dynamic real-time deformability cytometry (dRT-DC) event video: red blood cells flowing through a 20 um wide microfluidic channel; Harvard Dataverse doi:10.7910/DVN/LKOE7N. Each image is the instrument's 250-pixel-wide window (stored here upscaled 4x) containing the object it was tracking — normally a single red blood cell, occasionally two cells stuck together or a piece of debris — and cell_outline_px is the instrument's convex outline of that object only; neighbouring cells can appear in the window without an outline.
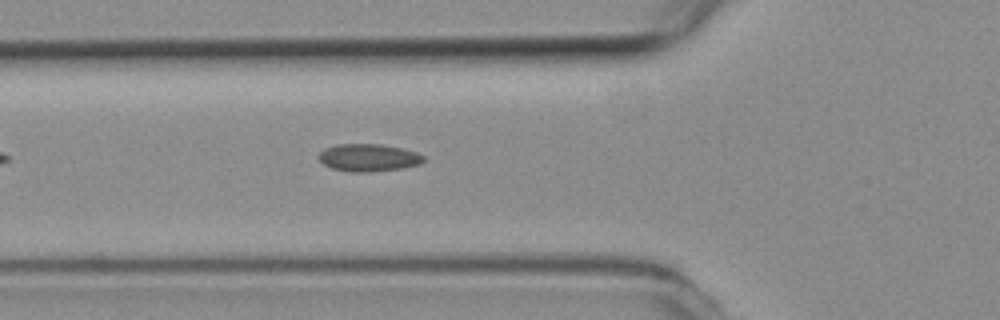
{"species": "common noctule bat (a hibernating species)", "species_latin": "Nyctalus noctula", "temperature_condition": "room temperature", "stored_images_in_passage": 5, "camera_frame_rate_fps": 3000, "um_per_image_px": 0.085, "animal": {"sex": "female", "body_mass_g": 19.3, "forearm_length_mm": 54.1}, "frame": {"image": 1, "passage_image": 5, "time_ms": 1.333, "image_size_px": [1000, 320], "cell_outline_px": [[424, 160], [420, 164], [404, 168], [368, 172], [352, 172], [332, 168], [324, 164], [320, 160], [320, 152], [324, 148], [336, 144], [380, 144], [400, 148], [416, 152], [424, 156]], "centroid_in_image_um": [31.33, 13.4], "position_along_channel_um": 94.5, "area_um2": 16.7}}